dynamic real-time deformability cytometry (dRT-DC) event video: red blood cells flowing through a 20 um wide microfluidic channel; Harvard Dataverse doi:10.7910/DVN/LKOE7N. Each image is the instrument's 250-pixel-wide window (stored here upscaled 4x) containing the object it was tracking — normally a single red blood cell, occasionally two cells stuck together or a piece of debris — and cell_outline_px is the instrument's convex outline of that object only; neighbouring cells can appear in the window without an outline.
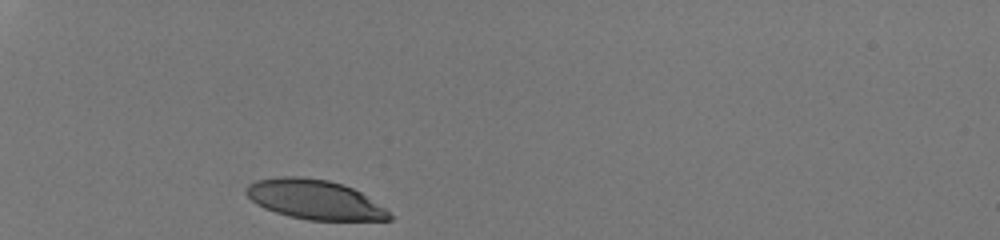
{"species": "human", "species_latin": "Homo sapiens", "temperature_condition": "room temperature", "stored_images_in_passage": 28, "camera_frame_rate_fps": 3000, "um_per_image_px": 0.085, "donor": {"sex": "male"}, "frame": {"image": 1, "passage_image": 1, "time_ms": 0.0, "image_size_px": [1000, 240], "cell_outline_px": [[396, 216], [392, 220], [308, 220], [288, 216], [264, 208], [256, 204], [244, 192], [244, 188], [248, 184], [256, 180], [280, 176], [300, 176], [328, 180], [344, 184], [360, 192]], "centroid_in_image_um": [26.73, 16.96], "position_along_channel_um": 58.3, "area_um2": 33.12}}
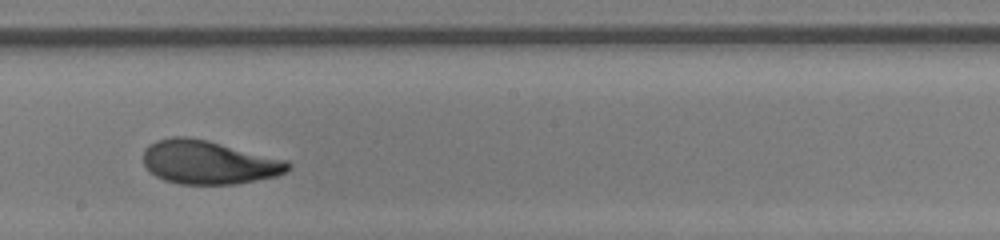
{"frame": {"image": 2, "passage_image": 16, "time_ms": 5.0, "image_size_px": [1000, 240], "cell_outline_px": [[292, 164], [284, 172], [276, 176], [236, 184], [180, 184], [164, 180], [156, 176], [144, 164], [144, 152], [156, 140], [172, 136], [184, 136], [208, 140], [288, 160]], "centroid_in_image_um": [17.76, 13.79], "position_along_channel_um": 230.4, "area_um2": 36.59}}
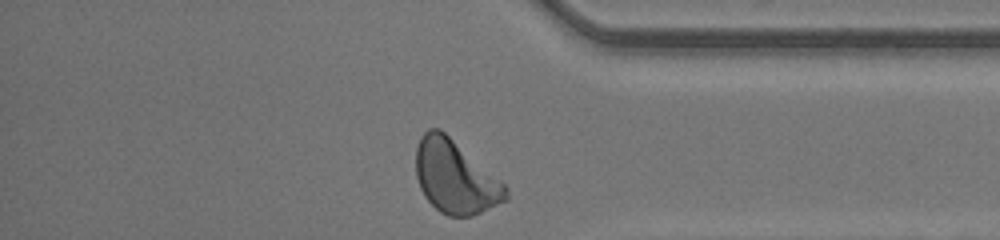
{"frame": {"image": 3, "passage_image": 28, "time_ms": 9.0, "image_size_px": [1000, 240], "cell_outline_px": [[508, 200], [472, 216], [448, 216], [440, 212], [424, 196], [420, 188], [416, 176], [416, 148], [420, 136], [428, 128], [440, 128], [500, 180], [508, 188]], "centroid_in_image_um": [38.68, 15.05], "position_along_channel_um": 396.5, "area_um2": 38.09}, "authors_computed_cell_mechanics": {"area_um2": 36.5874, "velocity_mm_per_s": 4.2507, "shape_relaxation_time_tau1_ms": 3.2646, "shape_relaxation_time_tau2_ms": 0.9277, "deformation_change_tau1": 0.1613, "deformation_change_tau2": 0.0675}}